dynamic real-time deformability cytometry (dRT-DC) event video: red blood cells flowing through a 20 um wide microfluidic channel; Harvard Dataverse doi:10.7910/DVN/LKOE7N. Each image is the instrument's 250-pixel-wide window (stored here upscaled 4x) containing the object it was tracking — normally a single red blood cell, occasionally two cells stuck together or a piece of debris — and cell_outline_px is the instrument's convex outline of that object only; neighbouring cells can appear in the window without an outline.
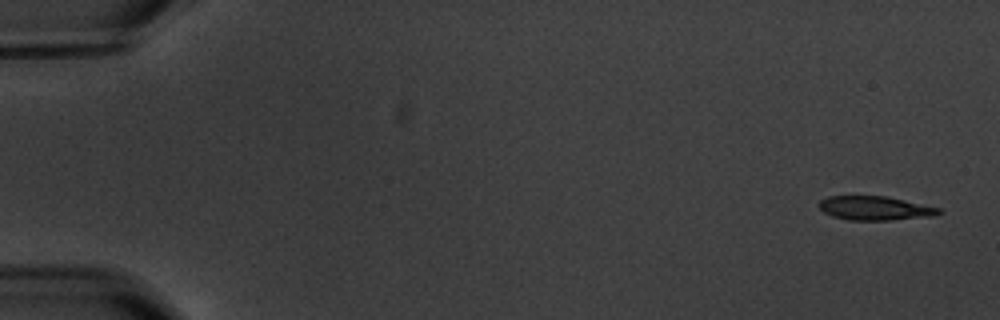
{"species": "common noctule bat (a hibernating species)", "species_latin": "Nyctalus noctula", "temperature_condition": "warm", "stored_images_in_passage": 5, "camera_frame_rate_fps": 3000, "um_per_image_px": 0.085, "animal": {"sex": "male", "body_mass_g": 20.1, "forearm_length_mm": 53.5}, "frame": {"image": 1, "passage_image": 1, "time_ms": 0.0, "image_size_px": [1000, 320], "cell_outline_px": [[944, 212], [932, 216], [892, 220], [848, 220], [832, 216], [824, 212], [820, 208], [820, 200], [828, 196], [888, 196], [940, 208]], "centroid_in_image_um": [74.4, 17.69], "position_along_channel_um": 10.6, "area_um2": 16.76}}